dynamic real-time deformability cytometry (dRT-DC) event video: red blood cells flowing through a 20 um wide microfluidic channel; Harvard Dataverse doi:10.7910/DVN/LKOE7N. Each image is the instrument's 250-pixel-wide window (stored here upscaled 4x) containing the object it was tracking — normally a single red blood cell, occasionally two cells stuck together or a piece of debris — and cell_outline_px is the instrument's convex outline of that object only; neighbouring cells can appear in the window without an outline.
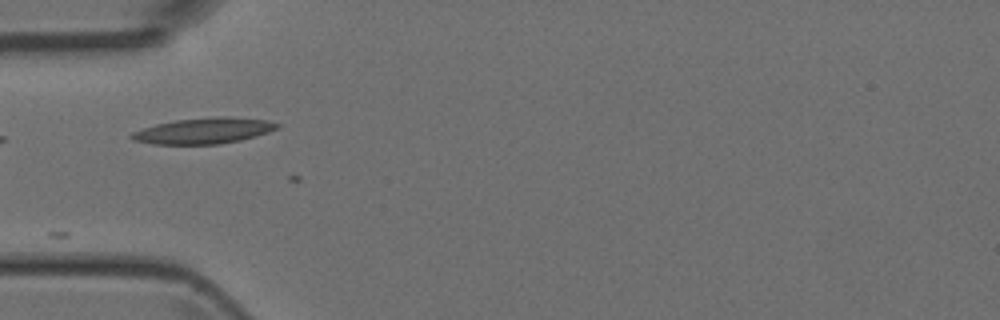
{"species": "Egyptian fruit bat (a non-hibernating species)", "species_latin": "Rousettus aegyptiacus", "temperature_condition": "room temperature", "stored_images_in_passage": 4, "camera_frame_rate_fps": 3000, "um_per_image_px": 0.085, "animal": {"sex": "female"}, "frame": {"image": 1, "passage_image": 2, "time_ms": 1.333, "image_size_px": [1000, 320], "cell_outline_px": [[280, 128], [256, 136], [240, 140], [220, 144], [152, 144], [132, 140], [128, 136], [132, 132], [156, 124], [176, 120], [220, 116], [228, 116], [268, 120], [280, 124]], "centroid_in_image_um": [17.33, 11.11], "position_along_channel_um": 67.7, "area_um2": 22.02}}